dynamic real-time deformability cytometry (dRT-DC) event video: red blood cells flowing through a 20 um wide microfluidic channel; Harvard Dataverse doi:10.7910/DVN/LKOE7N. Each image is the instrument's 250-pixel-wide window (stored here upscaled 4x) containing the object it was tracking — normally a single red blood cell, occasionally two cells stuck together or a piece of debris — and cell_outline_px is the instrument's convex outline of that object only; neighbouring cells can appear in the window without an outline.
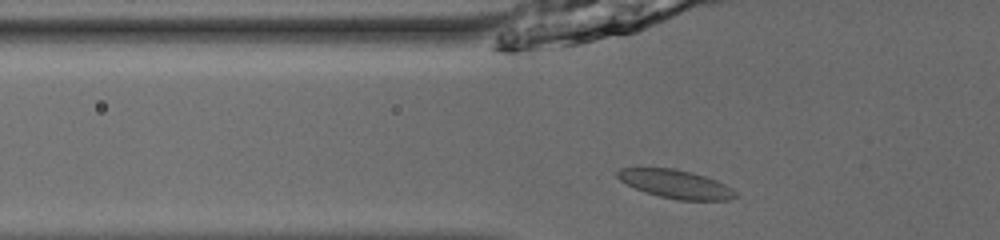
{"species": "common noctule bat (a hibernating species)", "species_latin": "Nyctalus noctula", "temperature_condition": "room temperature", "stored_images_in_passage": 35, "camera_frame_rate_fps": 3000, "um_per_image_px": 0.085, "animal": {"sex": "male", "body_mass_g": 13.0, "forearm_length_mm": 53.1}, "frame": {"image": 1, "passage_image": 2, "time_ms": 0.333, "image_size_px": [1000, 240], "cell_outline_px": [[740, 196], [728, 200], [676, 200], [644, 192], [620, 180], [616, 176], [616, 172], [620, 168], [676, 168], [692, 172], [716, 180], [732, 188]], "centroid_in_image_um": [57.46, 15.65], "position_along_channel_um": 68.3, "area_um2": 19.59}}
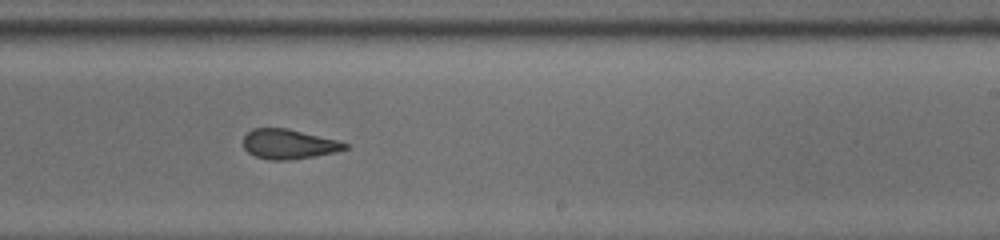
{"frame": {"image": 2, "passage_image": 17, "time_ms": 5.333, "image_size_px": [1000, 240], "cell_outline_px": [[348, 148], [336, 152], [292, 160], [268, 160], [256, 156], [248, 152], [244, 148], [244, 136], [252, 128], [288, 128], [336, 140], [348, 144]], "centroid_in_image_um": [24.53, 12.25], "position_along_channel_um": 264.5, "area_um2": 17.57}}
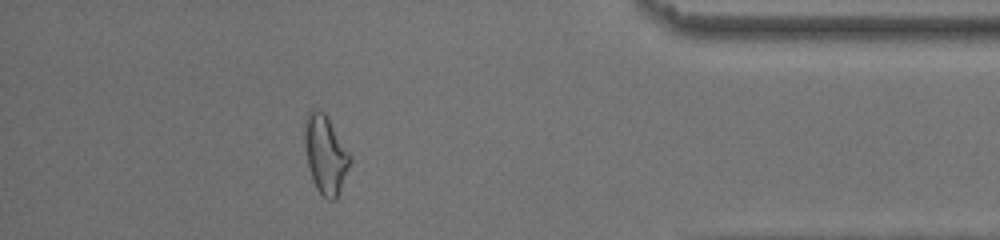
{"frame": {"image": 3, "passage_image": 30, "time_ms": 9.667, "image_size_px": [1000, 240], "cell_outline_px": [[352, 160], [336, 200], [328, 200], [316, 188], [308, 164], [304, 144], [304, 120], [308, 112], [312, 108], [324, 112], [328, 116], [352, 156]], "centroid_in_image_um": [27.67, 13.08], "position_along_channel_um": 407.5, "area_um2": 20.87}, "authors_computed_cell_mechanics": {"area_um2": 18.6694, "velocity_mm_per_s": 3.9514, "shape_relaxation_time_tau1_ms": 6.9415, "shape_relaxation_time_tau2_ms": 0.8799, "deformation_change_tau1": 0.1524, "deformation_change_tau2": 0.0598}}